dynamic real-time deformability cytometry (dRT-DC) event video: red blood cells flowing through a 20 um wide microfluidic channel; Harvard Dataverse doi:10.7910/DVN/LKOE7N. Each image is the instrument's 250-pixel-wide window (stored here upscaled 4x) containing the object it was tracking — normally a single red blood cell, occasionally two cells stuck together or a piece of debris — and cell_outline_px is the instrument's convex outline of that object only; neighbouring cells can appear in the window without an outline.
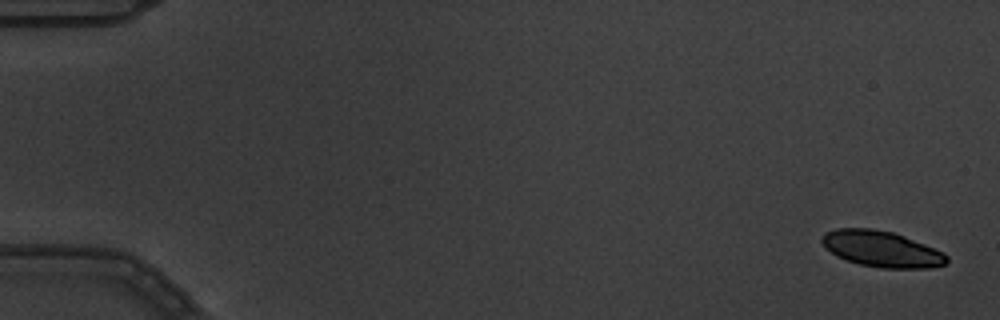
{"species": "common noctule bat (a hibernating species)", "species_latin": "Nyctalus noctula", "temperature_condition": "warm", "stored_images_in_passage": 8, "camera_frame_rate_fps": 3000, "um_per_image_px": 0.085, "animal": {"sex": "male", "body_mass_g": 19.5, "forearm_length_mm": 54.6}, "frame": {"image": 1, "passage_image": 1, "time_ms": 0.0, "image_size_px": [1000, 320], "cell_outline_px": [[948, 260], [944, 264], [928, 268], [880, 268], [860, 264], [836, 256], [820, 240], [820, 236], [824, 232], [836, 228], [872, 228], [892, 232], [904, 236], [944, 252], [948, 256]], "centroid_in_image_um": [74.92, 21.15], "position_along_channel_um": 10.1, "area_um2": 26.07}}